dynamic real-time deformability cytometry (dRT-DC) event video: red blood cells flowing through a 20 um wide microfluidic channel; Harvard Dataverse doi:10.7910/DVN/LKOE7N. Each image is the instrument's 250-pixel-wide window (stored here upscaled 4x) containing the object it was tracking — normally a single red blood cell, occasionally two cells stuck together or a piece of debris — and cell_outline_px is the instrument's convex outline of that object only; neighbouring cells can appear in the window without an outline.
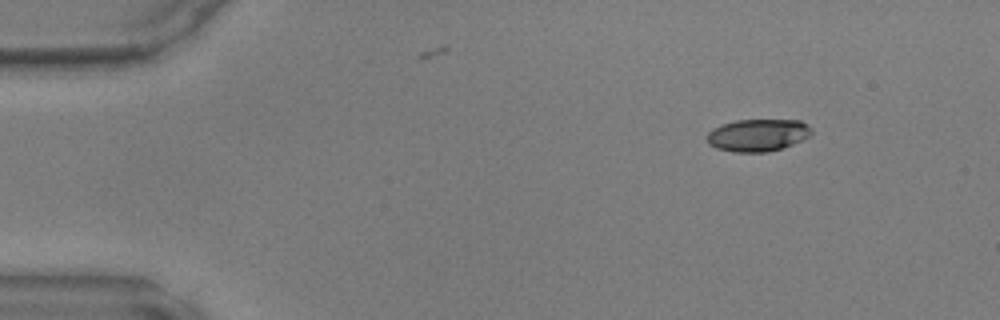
{"species": "common noctule bat (a hibernating species)", "species_latin": "Nyctalus noctula", "temperature_condition": "warm", "stored_images_in_passage": 44, "segment_of_instrument_passage": [1, 2], "camera_frame_rate_fps": 3000, "um_per_image_px": 0.085, "animal": {"sex": "male", "body_mass_g": 17.9, "forearm_length_mm": 54.2}, "frame": {"image": 1, "passage_image": 1, "time_ms": 0.0, "image_size_px": [1000, 320], "cell_outline_px": [[812, 132], [808, 136], [792, 144], [768, 152], [732, 152], [716, 148], [708, 144], [708, 132], [712, 128], [736, 120], [800, 120], [808, 124], [812, 128]], "centroid_in_image_um": [64.4, 11.48], "position_along_channel_um": 20.6, "area_um2": 19.59}}
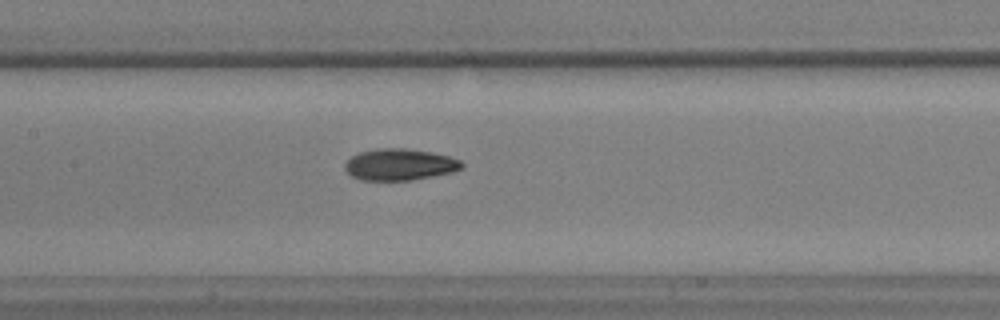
{"frame": {"image": 2, "passage_image": 18, "time_ms": 5.667, "image_size_px": [1000, 320], "cell_outline_px": [[464, 168], [452, 172], [412, 180], [360, 180], [352, 176], [344, 168], [344, 164], [352, 156], [360, 152], [376, 148], [404, 148], [432, 152], [448, 156], [460, 160], [464, 164]], "centroid_in_image_um": [33.98, 13.98], "position_along_channel_um": 173.4, "area_um2": 21.5}}
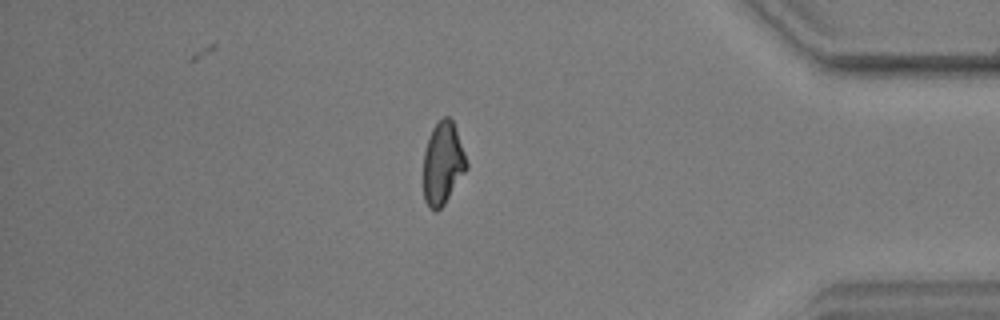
{"frame": {"image": 3, "passage_image": 36, "time_ms": 11.667, "image_size_px": [1000, 320], "cell_outline_px": [[468, 168], [444, 204], [436, 212], [428, 208], [424, 200], [424, 152], [432, 128], [444, 116], [448, 116], [452, 120], [456, 128], [468, 164]], "centroid_in_image_um": [37.64, 13.9], "position_along_channel_um": 397.6, "area_um2": 20.63}}